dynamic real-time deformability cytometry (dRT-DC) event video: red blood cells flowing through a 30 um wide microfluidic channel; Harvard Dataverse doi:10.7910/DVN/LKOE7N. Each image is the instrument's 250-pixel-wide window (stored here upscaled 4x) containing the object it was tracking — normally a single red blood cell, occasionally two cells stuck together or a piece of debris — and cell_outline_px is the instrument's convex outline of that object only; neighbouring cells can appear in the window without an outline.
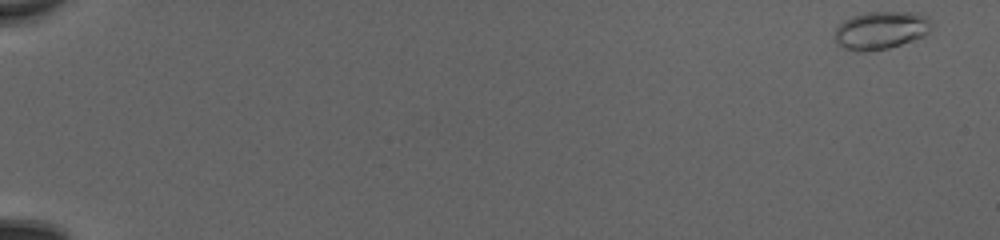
{"species": "common noctule bat (a hibernating species)", "species_latin": "Nyctalus noctula", "temperature_condition": "cold", "stored_images_in_passage": 21, "camera_frame_rate_fps": 3000, "um_per_image_px": 0.085, "animal": {"sex": "female", "body_mass_g": 20.0, "forearm_length_mm": 54.0}, "frame": {"image": 1, "passage_image": 1, "time_ms": 0.0, "image_size_px": [1000, 240], "cell_outline_px": [[932, 24], [928, 32], [924, 36], [888, 48], [872, 52], [856, 52], [844, 48], [836, 44], [832, 36], [836, 28], [844, 20], [852, 16], [868, 12], [920, 12], [928, 16]], "centroid_in_image_um": [74.84, 2.58], "position_along_channel_um": 10.2, "area_um2": 21.79}}
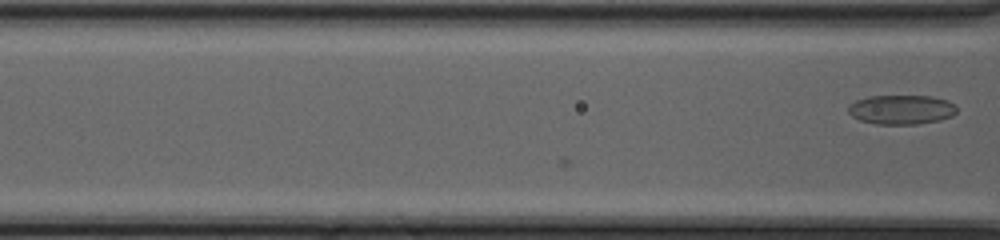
{"frame": {"image": 2, "passage_image": 21, "time_ms": 6.667, "image_size_px": [1000, 240], "cell_outline_px": [[956, 112], [952, 116], [940, 120], [916, 124], [876, 124], [860, 120], [852, 116], [848, 112], [848, 104], [856, 100], [868, 96], [932, 96], [948, 100], [956, 104]], "centroid_in_image_um": [76.62, 9.31], "position_along_channel_um": 90.0, "area_um2": 18.73}}